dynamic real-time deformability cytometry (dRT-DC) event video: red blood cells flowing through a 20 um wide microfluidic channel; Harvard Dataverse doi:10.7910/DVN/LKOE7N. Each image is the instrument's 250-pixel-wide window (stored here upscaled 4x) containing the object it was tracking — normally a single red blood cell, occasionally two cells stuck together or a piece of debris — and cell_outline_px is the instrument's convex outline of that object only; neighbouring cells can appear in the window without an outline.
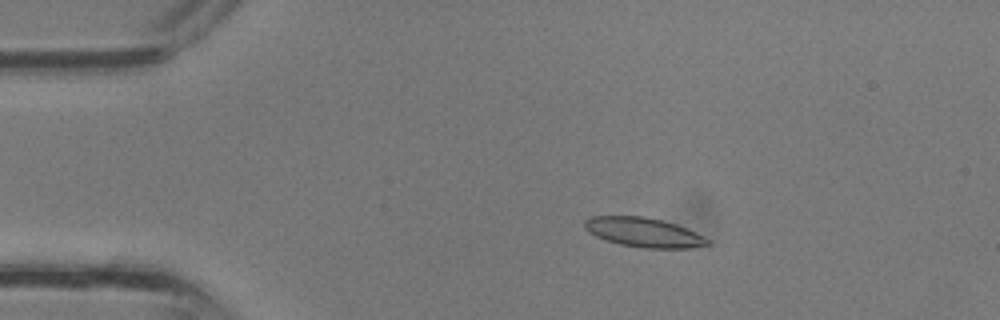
{"species": "common noctule bat (a hibernating species)", "species_latin": "Nyctalus noctula", "temperature_condition": "room temperature", "stored_images_in_passage": 36, "camera_frame_rate_fps": 3000, "um_per_image_px": 0.085, "animal": {"sex": "male", "body_mass_g": 13.3}, "frame": {"image": 1, "passage_image": 6, "time_ms": 1.667, "image_size_px": [1000, 320], "cell_outline_px": [[712, 244], [688, 248], [644, 248], [620, 244], [596, 236], [588, 232], [584, 228], [584, 220], [592, 216], [644, 216], [676, 224], [704, 236], [712, 240]], "centroid_in_image_um": [54.73, 19.75], "position_along_channel_um": 30.3, "area_um2": 21.04}}
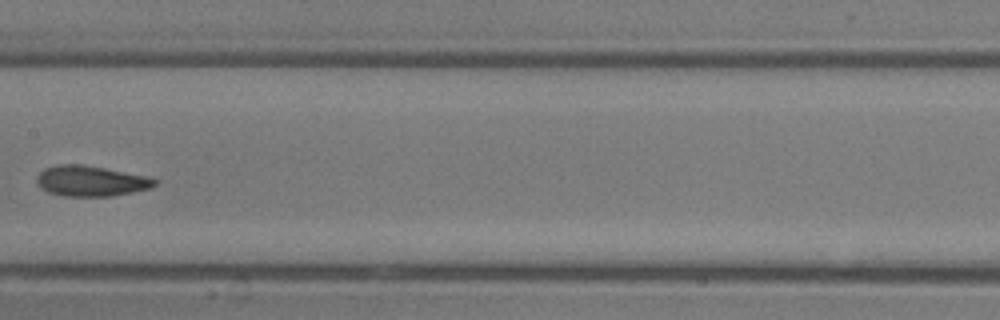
{"frame": {"image": 2, "passage_image": 18, "time_ms": 5.667, "image_size_px": [1000, 320], "cell_outline_px": [[160, 180], [152, 188], [112, 196], [64, 196], [48, 192], [36, 184], [36, 176], [44, 168], [60, 164], [80, 164], [104, 168], [148, 176]], "centroid_in_image_um": [7.74, 15.38], "position_along_channel_um": 199.7, "area_um2": 21.1}}
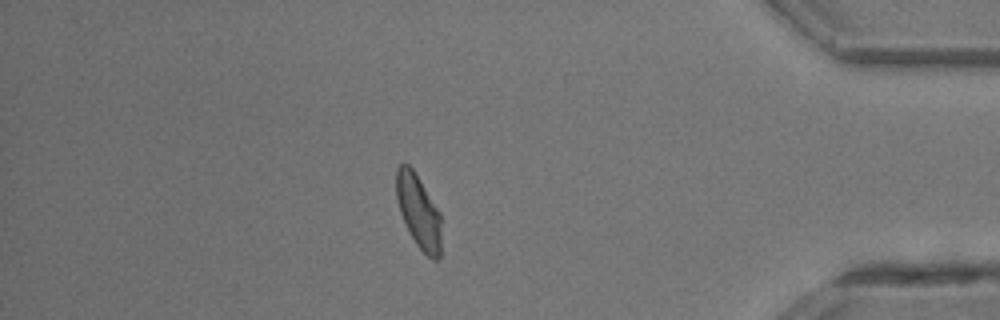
{"frame": {"image": 3, "passage_image": 31, "time_ms": 10.0, "image_size_px": [1000, 320], "cell_outline_px": [[440, 256], [436, 260], [432, 260], [416, 244], [400, 212], [396, 196], [396, 168], [400, 164], [408, 164], [412, 168], [440, 212]], "centroid_in_image_um": [35.57, 17.95], "position_along_channel_um": 399.6, "area_um2": 18.84}}